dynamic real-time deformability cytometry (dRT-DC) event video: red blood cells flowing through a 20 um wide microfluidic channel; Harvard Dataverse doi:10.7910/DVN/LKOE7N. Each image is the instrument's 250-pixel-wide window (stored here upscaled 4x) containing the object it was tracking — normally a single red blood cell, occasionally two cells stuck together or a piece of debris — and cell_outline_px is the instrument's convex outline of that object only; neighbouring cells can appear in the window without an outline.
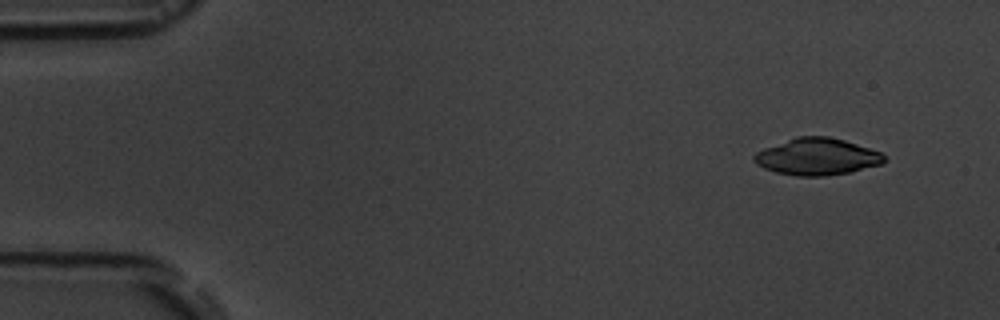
{"species": "common noctule bat (a hibernating species)", "species_latin": "Nyctalus noctula", "temperature_condition": "room temperature", "stored_images_in_passage": 4, "camera_frame_rate_fps": 3000, "um_per_image_px": 0.085, "animal": {"sex": "male", "body_mass_g": 19.5, "forearm_length_mm": 54.6}, "frame": {"image": 1, "passage_image": 1, "time_ms": 0.0, "image_size_px": [1000, 320], "cell_outline_px": [[888, 160], [884, 164], [848, 172], [824, 176], [796, 176], [776, 172], [764, 168], [756, 164], [752, 160], [752, 156], [756, 152], [764, 148], [796, 136], [828, 136], [844, 140], [880, 152]], "centroid_in_image_um": [69.43, 13.32], "position_along_channel_um": 15.6, "area_um2": 27.98}}